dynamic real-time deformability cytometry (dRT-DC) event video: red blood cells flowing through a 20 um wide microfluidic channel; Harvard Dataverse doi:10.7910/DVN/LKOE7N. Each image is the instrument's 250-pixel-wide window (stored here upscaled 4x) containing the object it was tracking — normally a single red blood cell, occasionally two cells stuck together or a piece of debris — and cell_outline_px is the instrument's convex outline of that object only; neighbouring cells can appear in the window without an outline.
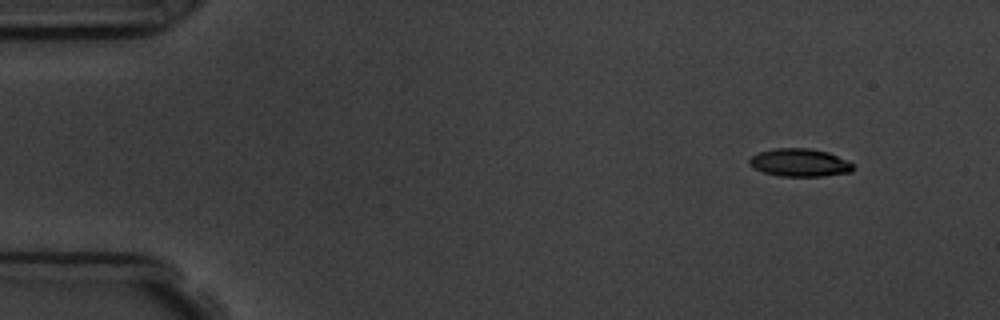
{"species": "common noctule bat (a hibernating species)", "species_latin": "Nyctalus noctula", "temperature_condition": "room temperature", "stored_images_in_passage": 4, "camera_frame_rate_fps": 3000, "um_per_image_px": 0.085, "animal": {"sex": "male", "body_mass_g": 19.5, "forearm_length_mm": 54.6}, "frame": {"image": 1, "passage_image": 1, "time_ms": 0.0, "image_size_px": [1000, 320], "cell_outline_px": [[856, 168], [852, 172], [824, 176], [780, 176], [764, 172], [756, 168], [748, 160], [752, 156], [760, 152], [776, 148], [808, 148], [828, 152], [852, 164]], "centroid_in_image_um": [68.01, 13.83], "position_along_channel_um": 17.0, "area_um2": 16.59}}